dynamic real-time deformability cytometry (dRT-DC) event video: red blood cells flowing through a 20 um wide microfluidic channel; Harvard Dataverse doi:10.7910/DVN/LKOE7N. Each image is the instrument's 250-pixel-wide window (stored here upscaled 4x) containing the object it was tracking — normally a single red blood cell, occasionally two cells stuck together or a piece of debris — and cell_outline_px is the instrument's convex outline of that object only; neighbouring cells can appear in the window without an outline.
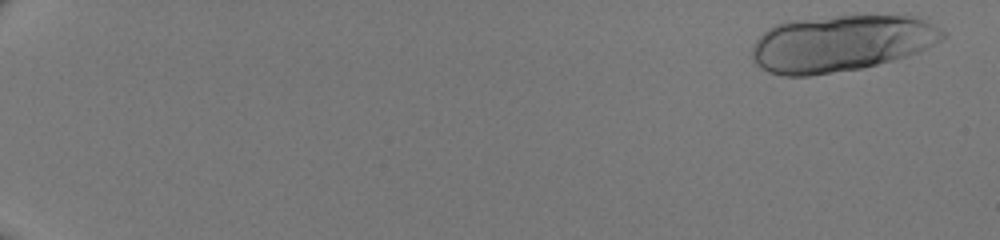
{"species": "human", "species_latin": "Homo sapiens", "temperature_condition": "room temperature", "stored_images_in_passage": 23, "camera_frame_rate_fps": 3000, "um_per_image_px": 0.085, "donor": {"sex": "male"}, "frame": {"image": 1, "passage_image": 2, "time_ms": 0.333, "image_size_px": [1000, 240], "cell_outline_px": [[948, 36], [944, 40], [908, 56], [860, 68], [808, 76], [784, 76], [768, 72], [760, 68], [752, 60], [752, 44], [768, 28], [776, 24], [792, 20], [836, 16], [908, 16], [924, 20], [948, 32]], "centroid_in_image_um": [71.48, 3.69], "position_along_channel_um": 13.5, "area_um2": 62.77}}
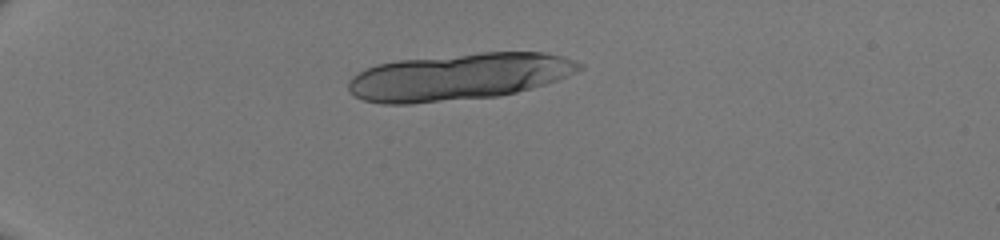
{"frame": {"image": 2, "passage_image": 15, "time_ms": 4.667, "image_size_px": [1000, 240], "cell_outline_px": [[584, 68], [576, 72], [556, 80], [544, 84], [516, 92], [500, 96], [412, 104], [380, 104], [364, 100], [356, 96], [348, 88], [348, 80], [352, 76], [376, 64], [400, 60], [480, 52], [544, 52], [564, 56], [584, 64]], "centroid_in_image_um": [39.02, 6.52], "position_along_channel_um": 46.0, "area_um2": 63.18}}